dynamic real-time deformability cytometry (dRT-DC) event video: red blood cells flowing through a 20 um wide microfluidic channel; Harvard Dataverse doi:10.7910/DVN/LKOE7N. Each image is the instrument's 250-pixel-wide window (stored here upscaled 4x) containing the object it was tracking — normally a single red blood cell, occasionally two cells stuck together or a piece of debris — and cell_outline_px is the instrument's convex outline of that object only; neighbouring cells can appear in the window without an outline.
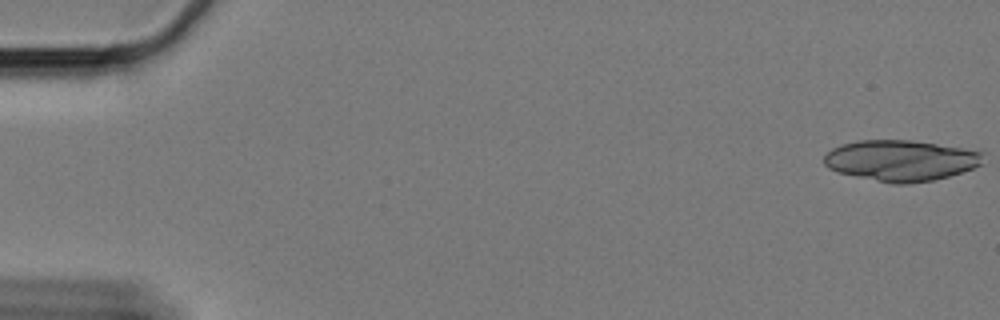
{"species": "Egyptian fruit bat (a non-hibernating species)", "species_latin": "Rousettus aegyptiacus", "temperature_condition": "cold", "stored_images_in_passage": 19, "camera_frame_rate_fps": 3000, "um_per_image_px": 0.085, "animal": {"sex": "female"}, "frame": {"image": 1, "passage_image": 1, "time_ms": 0.0, "image_size_px": [1000, 320], "cell_outline_px": [[980, 164], [972, 168], [948, 176], [932, 180], [908, 184], [892, 184], [840, 172], [828, 168], [824, 164], [824, 156], [832, 148], [840, 144], [860, 140], [908, 140], [936, 144], [960, 148], [980, 152]], "centroid_in_image_um": [76.49, 13.64], "position_along_channel_um": 8.5, "area_um2": 37.22}}